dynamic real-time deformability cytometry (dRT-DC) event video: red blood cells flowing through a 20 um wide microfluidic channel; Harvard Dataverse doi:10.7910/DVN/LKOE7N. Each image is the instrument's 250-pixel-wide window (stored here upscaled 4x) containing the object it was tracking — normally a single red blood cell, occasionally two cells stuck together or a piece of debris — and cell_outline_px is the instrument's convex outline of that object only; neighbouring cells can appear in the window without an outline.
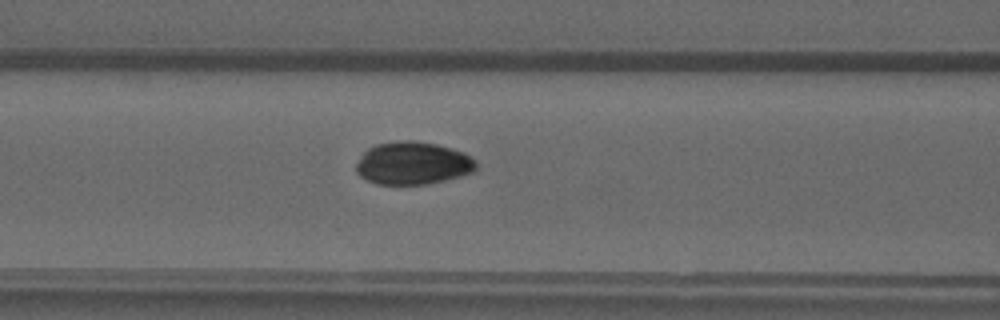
{"species": "common noctule bat (a hibernating species)", "species_latin": "Nyctalus noctula", "temperature_condition": "warm", "stored_images_in_passage": 41, "camera_frame_rate_fps": 3000, "um_per_image_px": 0.085, "animal": {"sex": "male", "forearm_length_mm": 52.5}, "frame": {"image": 1, "passage_image": 13, "time_ms": 4.0, "image_size_px": [1000, 320], "cell_outline_px": [[476, 168], [472, 172], [460, 176], [444, 180], [424, 184], [376, 184], [360, 176], [356, 172], [356, 164], [364, 152], [368, 148], [376, 144], [400, 140], [412, 140], [436, 144], [452, 148], [464, 152], [472, 156], [476, 160]], "centroid_in_image_um": [35.1, 13.86], "position_along_channel_um": 131.5, "area_um2": 29.88}}
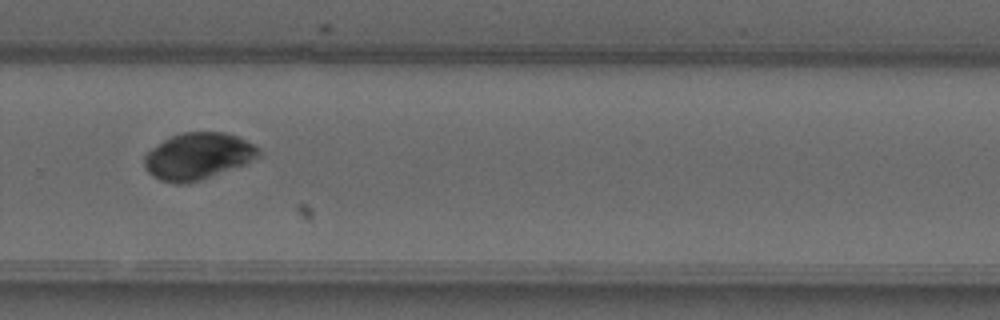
{"frame": {"image": 2, "passage_image": 26, "time_ms": 8.333, "image_size_px": [1000, 320], "cell_outline_px": [[260, 156], [244, 164], [200, 180], [188, 184], [176, 184], [160, 180], [152, 176], [148, 172], [144, 164], [144, 156], [152, 148], [164, 140], [180, 132], [228, 132], [256, 144], [260, 148]], "centroid_in_image_um": [16.84, 13.27], "position_along_channel_um": 313.0, "area_um2": 31.21}}
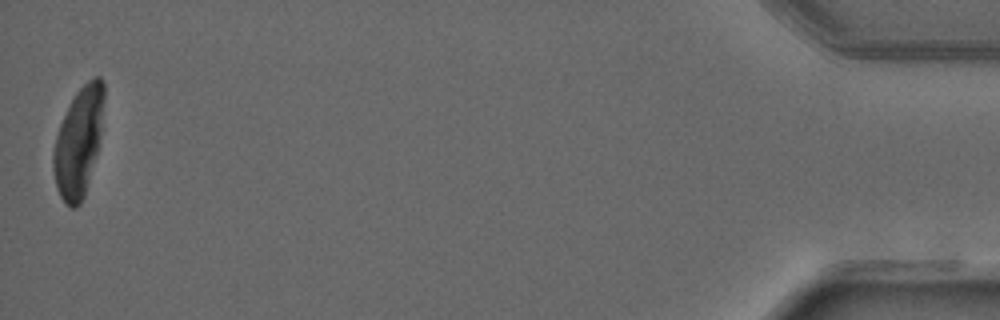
{"frame": {"image": 3, "passage_image": 41, "time_ms": 13.333, "image_size_px": [1000, 320], "cell_outline_px": [[104, 100], [100, 132], [96, 152], [84, 196], [80, 204], [76, 208], [72, 208], [60, 196], [56, 188], [52, 168], [52, 152], [56, 136], [60, 124], [76, 92], [92, 76], [100, 76], [104, 80]], "centroid_in_image_um": [6.66, 12.04], "position_along_channel_um": 428.5, "area_um2": 31.73}}